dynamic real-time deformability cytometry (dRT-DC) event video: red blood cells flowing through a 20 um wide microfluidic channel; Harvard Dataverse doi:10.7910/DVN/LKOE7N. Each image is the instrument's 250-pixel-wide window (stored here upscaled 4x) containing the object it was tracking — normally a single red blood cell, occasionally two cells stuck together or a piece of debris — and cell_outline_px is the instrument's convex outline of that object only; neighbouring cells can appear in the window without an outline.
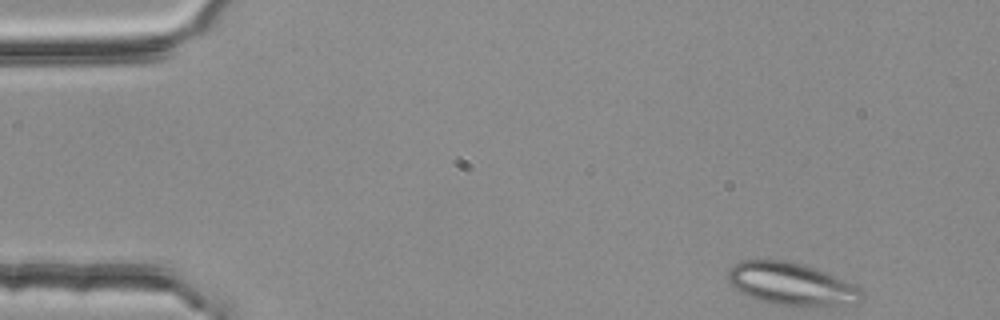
{"species": "common noctule bat (a hibernating species)", "species_latin": "Nyctalus noctula", "temperature_condition": "room temperature", "stored_images_in_passage": 2, "camera_frame_rate_fps": 3000, "um_per_image_px": 0.085, "animal": {"sex": "female", "body_mass_g": 25.1}, "frame": {"image": 1, "passage_image": 1, "time_ms": 0.0, "image_size_px": [1000, 320], "cell_outline_px": [[864, 300], [860, 304], [776, 304], [760, 300], [740, 292], [728, 280], [728, 268], [732, 264], [740, 260], [788, 260], [804, 264], [824, 272], [852, 284], [860, 288], [864, 292]], "centroid_in_image_um": [67.26, 24.1], "position_along_channel_um": 17.7, "area_um2": 32.54}}